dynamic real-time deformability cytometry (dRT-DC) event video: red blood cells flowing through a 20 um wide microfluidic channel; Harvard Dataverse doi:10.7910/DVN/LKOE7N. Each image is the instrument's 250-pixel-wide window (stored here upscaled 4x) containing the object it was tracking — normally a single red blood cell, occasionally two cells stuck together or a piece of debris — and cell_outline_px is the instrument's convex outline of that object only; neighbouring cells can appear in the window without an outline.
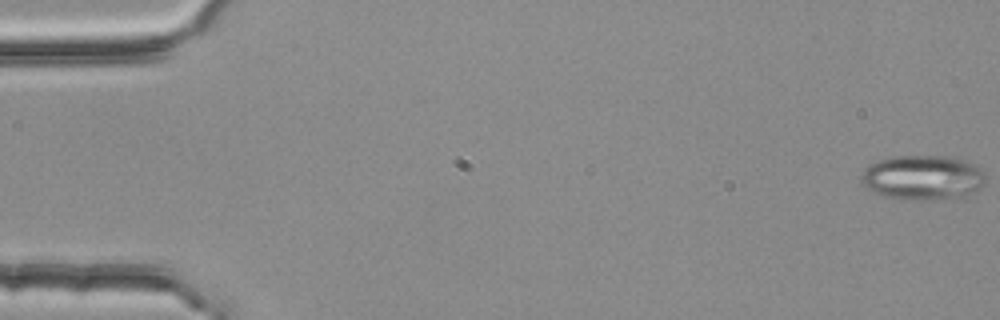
{"species": "common noctule bat (a hibernating species)", "species_latin": "Nyctalus noctula", "temperature_condition": "room temperature", "stored_images_in_passage": 4, "camera_frame_rate_fps": 3000, "um_per_image_px": 0.085, "animal": {"sex": "female", "body_mass_g": 25.1}, "frame": {"image": 1, "passage_image": 1, "time_ms": 0.0, "image_size_px": [1000, 320], "cell_outline_px": [[984, 184], [976, 192], [964, 196], [904, 200], [884, 196], [872, 192], [860, 180], [860, 176], [864, 168], [876, 160], [892, 156], [948, 156], [964, 160], [976, 164], [984, 172]], "centroid_in_image_um": [78.41, 15.07], "position_along_channel_um": 6.6, "area_um2": 32.48}}